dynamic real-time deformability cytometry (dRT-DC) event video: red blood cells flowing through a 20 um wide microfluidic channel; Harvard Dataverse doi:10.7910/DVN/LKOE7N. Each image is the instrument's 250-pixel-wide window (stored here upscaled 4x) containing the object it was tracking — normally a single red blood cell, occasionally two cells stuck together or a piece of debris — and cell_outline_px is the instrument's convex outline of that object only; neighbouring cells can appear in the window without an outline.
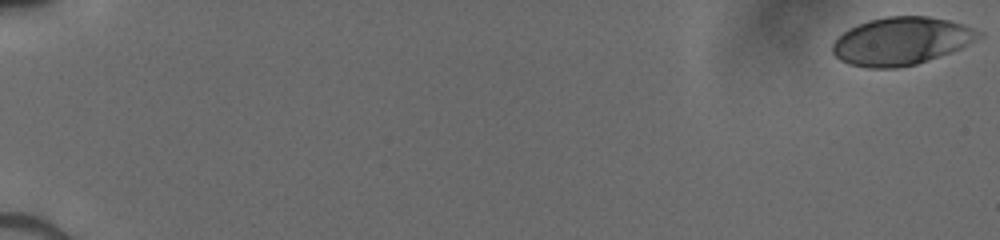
{"species": "human", "species_latin": "Homo sapiens", "temperature_condition": "cold", "stored_images_in_passage": 52, "camera_frame_rate_fps": 3000, "um_per_image_px": 0.085, "donor": {"sex": "male"}, "frame": {"image": 1, "passage_image": 1, "time_ms": 0.0, "image_size_px": [1000, 240], "cell_outline_px": [[984, 36], [960, 48], [928, 60], [916, 64], [896, 68], [868, 68], [848, 64], [840, 60], [832, 52], [832, 44], [844, 32], [868, 20], [888, 16], [928, 16], [948, 20], [964, 24], [984, 32]], "centroid_in_image_um": [76.64, 3.49], "position_along_channel_um": 8.4, "area_um2": 40.58}}
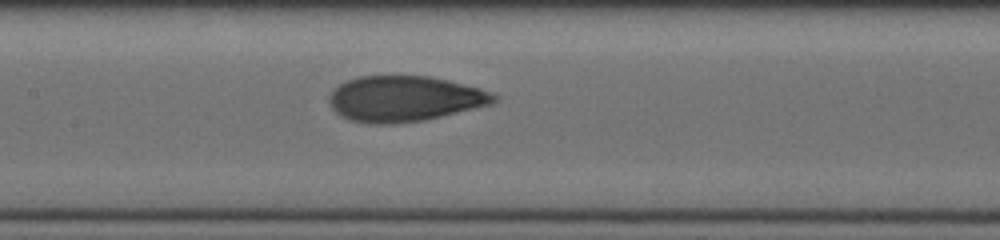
{"frame": {"image": 2, "passage_image": 28, "time_ms": 9.0, "image_size_px": [1000, 240], "cell_outline_px": [[500, 100], [492, 104], [424, 120], [392, 124], [376, 124], [352, 120], [336, 112], [332, 108], [328, 100], [328, 96], [332, 88], [348, 80], [360, 76], [428, 76], [448, 80], [480, 88], [492, 92], [500, 96]], "centroid_in_image_um": [34.41, 8.38], "position_along_channel_um": 173.0, "area_um2": 43.81}}
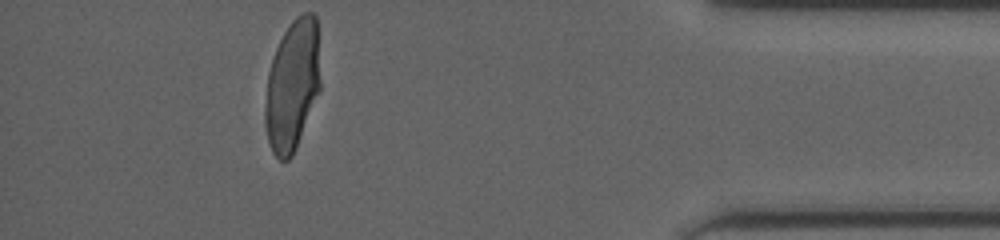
{"frame": {"image": 3, "passage_image": 48, "time_ms": 15.667, "image_size_px": [1000, 240], "cell_outline_px": [[320, 88], [292, 156], [288, 160], [280, 160], [272, 152], [268, 140], [264, 120], [268, 72], [276, 48], [284, 32], [292, 20], [296, 16], [304, 12], [312, 12], [316, 16], [320, 80]], "centroid_in_image_um": [24.84, 7.23], "position_along_channel_um": 410.4, "area_um2": 41.62}}